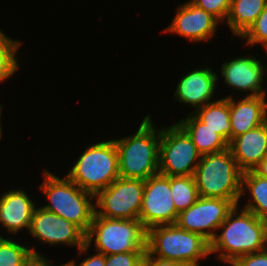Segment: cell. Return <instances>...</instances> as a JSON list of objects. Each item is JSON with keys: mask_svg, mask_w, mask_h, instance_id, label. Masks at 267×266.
I'll use <instances>...</instances> for the list:
<instances>
[{"mask_svg": "<svg viewBox=\"0 0 267 266\" xmlns=\"http://www.w3.org/2000/svg\"><path fill=\"white\" fill-rule=\"evenodd\" d=\"M49 262L47 258L38 254L35 248H31V253L26 257L23 266H51ZM60 266H65V264Z\"/></svg>", "mask_w": 267, "mask_h": 266, "instance_id": "obj_30", "label": "cell"}, {"mask_svg": "<svg viewBox=\"0 0 267 266\" xmlns=\"http://www.w3.org/2000/svg\"><path fill=\"white\" fill-rule=\"evenodd\" d=\"M218 76L211 68H199L182 77L175 90L174 97L193 105L195 110L205 106L215 92Z\"/></svg>", "mask_w": 267, "mask_h": 266, "instance_id": "obj_16", "label": "cell"}, {"mask_svg": "<svg viewBox=\"0 0 267 266\" xmlns=\"http://www.w3.org/2000/svg\"><path fill=\"white\" fill-rule=\"evenodd\" d=\"M234 207L228 199L199 196L192 206L178 214L176 224L201 235L210 243L217 234L215 230H218Z\"/></svg>", "mask_w": 267, "mask_h": 266, "instance_id": "obj_11", "label": "cell"}, {"mask_svg": "<svg viewBox=\"0 0 267 266\" xmlns=\"http://www.w3.org/2000/svg\"><path fill=\"white\" fill-rule=\"evenodd\" d=\"M170 188L178 213L188 209L199 198L194 176H170Z\"/></svg>", "mask_w": 267, "mask_h": 266, "instance_id": "obj_23", "label": "cell"}, {"mask_svg": "<svg viewBox=\"0 0 267 266\" xmlns=\"http://www.w3.org/2000/svg\"><path fill=\"white\" fill-rule=\"evenodd\" d=\"M221 76L225 84L239 90V92H250L248 97L266 95L262 90L264 65L260 59L255 57H238L222 65Z\"/></svg>", "mask_w": 267, "mask_h": 266, "instance_id": "obj_14", "label": "cell"}, {"mask_svg": "<svg viewBox=\"0 0 267 266\" xmlns=\"http://www.w3.org/2000/svg\"><path fill=\"white\" fill-rule=\"evenodd\" d=\"M241 38H246V45L263 44L267 51V6Z\"/></svg>", "mask_w": 267, "mask_h": 266, "instance_id": "obj_26", "label": "cell"}, {"mask_svg": "<svg viewBox=\"0 0 267 266\" xmlns=\"http://www.w3.org/2000/svg\"><path fill=\"white\" fill-rule=\"evenodd\" d=\"M65 266H76L75 260L69 261ZM78 266H105V255L97 252V254L86 258Z\"/></svg>", "mask_w": 267, "mask_h": 266, "instance_id": "obj_32", "label": "cell"}, {"mask_svg": "<svg viewBox=\"0 0 267 266\" xmlns=\"http://www.w3.org/2000/svg\"><path fill=\"white\" fill-rule=\"evenodd\" d=\"M31 249L0 236V266H23Z\"/></svg>", "mask_w": 267, "mask_h": 266, "instance_id": "obj_25", "label": "cell"}, {"mask_svg": "<svg viewBox=\"0 0 267 266\" xmlns=\"http://www.w3.org/2000/svg\"><path fill=\"white\" fill-rule=\"evenodd\" d=\"M144 180L118 177L95 195V215L111 219H139ZM98 197V198H97Z\"/></svg>", "mask_w": 267, "mask_h": 266, "instance_id": "obj_9", "label": "cell"}, {"mask_svg": "<svg viewBox=\"0 0 267 266\" xmlns=\"http://www.w3.org/2000/svg\"><path fill=\"white\" fill-rule=\"evenodd\" d=\"M67 177L93 195L107 188L119 177L115 141H103L87 147Z\"/></svg>", "mask_w": 267, "mask_h": 266, "instance_id": "obj_6", "label": "cell"}, {"mask_svg": "<svg viewBox=\"0 0 267 266\" xmlns=\"http://www.w3.org/2000/svg\"><path fill=\"white\" fill-rule=\"evenodd\" d=\"M150 118L147 115L143 119L134 135L114 140L118 151L119 177L145 181L159 173L161 129H155Z\"/></svg>", "mask_w": 267, "mask_h": 266, "instance_id": "obj_2", "label": "cell"}, {"mask_svg": "<svg viewBox=\"0 0 267 266\" xmlns=\"http://www.w3.org/2000/svg\"><path fill=\"white\" fill-rule=\"evenodd\" d=\"M20 45L19 40H12L0 30V82L9 78L19 68L16 51Z\"/></svg>", "mask_w": 267, "mask_h": 266, "instance_id": "obj_24", "label": "cell"}, {"mask_svg": "<svg viewBox=\"0 0 267 266\" xmlns=\"http://www.w3.org/2000/svg\"><path fill=\"white\" fill-rule=\"evenodd\" d=\"M142 266H187L177 261L161 259L153 256H144Z\"/></svg>", "mask_w": 267, "mask_h": 266, "instance_id": "obj_31", "label": "cell"}, {"mask_svg": "<svg viewBox=\"0 0 267 266\" xmlns=\"http://www.w3.org/2000/svg\"><path fill=\"white\" fill-rule=\"evenodd\" d=\"M35 206L23 190L5 192L0 197V223L13 234L22 228L29 230Z\"/></svg>", "mask_w": 267, "mask_h": 266, "instance_id": "obj_18", "label": "cell"}, {"mask_svg": "<svg viewBox=\"0 0 267 266\" xmlns=\"http://www.w3.org/2000/svg\"><path fill=\"white\" fill-rule=\"evenodd\" d=\"M94 235L97 252L105 256L146 252L147 230L139 219H111L94 215L86 234V245L89 247Z\"/></svg>", "mask_w": 267, "mask_h": 266, "instance_id": "obj_7", "label": "cell"}, {"mask_svg": "<svg viewBox=\"0 0 267 266\" xmlns=\"http://www.w3.org/2000/svg\"><path fill=\"white\" fill-rule=\"evenodd\" d=\"M210 254V243L201 235L180 228L176 223L147 230L145 256L199 266L198 260Z\"/></svg>", "mask_w": 267, "mask_h": 266, "instance_id": "obj_4", "label": "cell"}, {"mask_svg": "<svg viewBox=\"0 0 267 266\" xmlns=\"http://www.w3.org/2000/svg\"><path fill=\"white\" fill-rule=\"evenodd\" d=\"M266 95L248 97L236 102L229 96L231 140L267 121Z\"/></svg>", "mask_w": 267, "mask_h": 266, "instance_id": "obj_17", "label": "cell"}, {"mask_svg": "<svg viewBox=\"0 0 267 266\" xmlns=\"http://www.w3.org/2000/svg\"><path fill=\"white\" fill-rule=\"evenodd\" d=\"M242 173L229 148L201 155L194 173L199 196L228 199L238 205L242 196Z\"/></svg>", "mask_w": 267, "mask_h": 266, "instance_id": "obj_3", "label": "cell"}, {"mask_svg": "<svg viewBox=\"0 0 267 266\" xmlns=\"http://www.w3.org/2000/svg\"><path fill=\"white\" fill-rule=\"evenodd\" d=\"M178 214L172 198L170 176L158 173L145 180L139 215L144 228L175 224Z\"/></svg>", "mask_w": 267, "mask_h": 266, "instance_id": "obj_10", "label": "cell"}, {"mask_svg": "<svg viewBox=\"0 0 267 266\" xmlns=\"http://www.w3.org/2000/svg\"><path fill=\"white\" fill-rule=\"evenodd\" d=\"M267 6V0H232L227 23L234 35L242 36Z\"/></svg>", "mask_w": 267, "mask_h": 266, "instance_id": "obj_21", "label": "cell"}, {"mask_svg": "<svg viewBox=\"0 0 267 266\" xmlns=\"http://www.w3.org/2000/svg\"><path fill=\"white\" fill-rule=\"evenodd\" d=\"M253 171L263 177L267 179V156H265L260 163L253 169Z\"/></svg>", "mask_w": 267, "mask_h": 266, "instance_id": "obj_33", "label": "cell"}, {"mask_svg": "<svg viewBox=\"0 0 267 266\" xmlns=\"http://www.w3.org/2000/svg\"><path fill=\"white\" fill-rule=\"evenodd\" d=\"M196 6L202 8L219 22L227 19L232 0H190Z\"/></svg>", "mask_w": 267, "mask_h": 266, "instance_id": "obj_27", "label": "cell"}, {"mask_svg": "<svg viewBox=\"0 0 267 266\" xmlns=\"http://www.w3.org/2000/svg\"><path fill=\"white\" fill-rule=\"evenodd\" d=\"M201 159L195 144L178 124L161 128L159 173L165 176H194ZM197 161V162H196Z\"/></svg>", "mask_w": 267, "mask_h": 266, "instance_id": "obj_8", "label": "cell"}, {"mask_svg": "<svg viewBox=\"0 0 267 266\" xmlns=\"http://www.w3.org/2000/svg\"><path fill=\"white\" fill-rule=\"evenodd\" d=\"M237 208L238 205L228 213L218 228H222V233L210 242V254L220 251L218 259L223 262H235L241 256L267 248V222L245 209L239 214Z\"/></svg>", "mask_w": 267, "mask_h": 266, "instance_id": "obj_1", "label": "cell"}, {"mask_svg": "<svg viewBox=\"0 0 267 266\" xmlns=\"http://www.w3.org/2000/svg\"><path fill=\"white\" fill-rule=\"evenodd\" d=\"M194 114L229 144L231 141L229 97L211 101L195 110Z\"/></svg>", "mask_w": 267, "mask_h": 266, "instance_id": "obj_20", "label": "cell"}, {"mask_svg": "<svg viewBox=\"0 0 267 266\" xmlns=\"http://www.w3.org/2000/svg\"><path fill=\"white\" fill-rule=\"evenodd\" d=\"M228 148L242 172L253 170L267 156V121L233 138Z\"/></svg>", "mask_w": 267, "mask_h": 266, "instance_id": "obj_15", "label": "cell"}, {"mask_svg": "<svg viewBox=\"0 0 267 266\" xmlns=\"http://www.w3.org/2000/svg\"><path fill=\"white\" fill-rule=\"evenodd\" d=\"M146 252H124L105 256V266H142Z\"/></svg>", "mask_w": 267, "mask_h": 266, "instance_id": "obj_28", "label": "cell"}, {"mask_svg": "<svg viewBox=\"0 0 267 266\" xmlns=\"http://www.w3.org/2000/svg\"><path fill=\"white\" fill-rule=\"evenodd\" d=\"M242 194L244 189L251 192L252 200L243 209L253 212L267 222V179L257 175L253 170L242 173Z\"/></svg>", "mask_w": 267, "mask_h": 266, "instance_id": "obj_22", "label": "cell"}, {"mask_svg": "<svg viewBox=\"0 0 267 266\" xmlns=\"http://www.w3.org/2000/svg\"><path fill=\"white\" fill-rule=\"evenodd\" d=\"M178 124L186 131L201 155L217 153L228 148V143L214 130L207 127L194 113Z\"/></svg>", "mask_w": 267, "mask_h": 266, "instance_id": "obj_19", "label": "cell"}, {"mask_svg": "<svg viewBox=\"0 0 267 266\" xmlns=\"http://www.w3.org/2000/svg\"><path fill=\"white\" fill-rule=\"evenodd\" d=\"M235 263L238 266H267V248L259 252L241 256Z\"/></svg>", "mask_w": 267, "mask_h": 266, "instance_id": "obj_29", "label": "cell"}, {"mask_svg": "<svg viewBox=\"0 0 267 266\" xmlns=\"http://www.w3.org/2000/svg\"><path fill=\"white\" fill-rule=\"evenodd\" d=\"M2 108V106L0 105V139H1V136H2V127H1V114H2V112H1V109Z\"/></svg>", "mask_w": 267, "mask_h": 266, "instance_id": "obj_34", "label": "cell"}, {"mask_svg": "<svg viewBox=\"0 0 267 266\" xmlns=\"http://www.w3.org/2000/svg\"><path fill=\"white\" fill-rule=\"evenodd\" d=\"M228 263L229 265L231 264V266H238L235 262H226Z\"/></svg>", "mask_w": 267, "mask_h": 266, "instance_id": "obj_35", "label": "cell"}, {"mask_svg": "<svg viewBox=\"0 0 267 266\" xmlns=\"http://www.w3.org/2000/svg\"><path fill=\"white\" fill-rule=\"evenodd\" d=\"M29 232L33 237L51 245H78L81 254L89 249L86 234L77 225L43 207L35 208Z\"/></svg>", "mask_w": 267, "mask_h": 266, "instance_id": "obj_12", "label": "cell"}, {"mask_svg": "<svg viewBox=\"0 0 267 266\" xmlns=\"http://www.w3.org/2000/svg\"><path fill=\"white\" fill-rule=\"evenodd\" d=\"M219 21L190 0L178 7L173 22L165 32H172L190 41H205L214 36Z\"/></svg>", "mask_w": 267, "mask_h": 266, "instance_id": "obj_13", "label": "cell"}, {"mask_svg": "<svg viewBox=\"0 0 267 266\" xmlns=\"http://www.w3.org/2000/svg\"><path fill=\"white\" fill-rule=\"evenodd\" d=\"M43 172L44 182L39 188L51 202L43 208L72 222L87 234L95 215V204L91 202L95 195L82 190L67 176L61 179L47 170Z\"/></svg>", "mask_w": 267, "mask_h": 266, "instance_id": "obj_5", "label": "cell"}]
</instances>
